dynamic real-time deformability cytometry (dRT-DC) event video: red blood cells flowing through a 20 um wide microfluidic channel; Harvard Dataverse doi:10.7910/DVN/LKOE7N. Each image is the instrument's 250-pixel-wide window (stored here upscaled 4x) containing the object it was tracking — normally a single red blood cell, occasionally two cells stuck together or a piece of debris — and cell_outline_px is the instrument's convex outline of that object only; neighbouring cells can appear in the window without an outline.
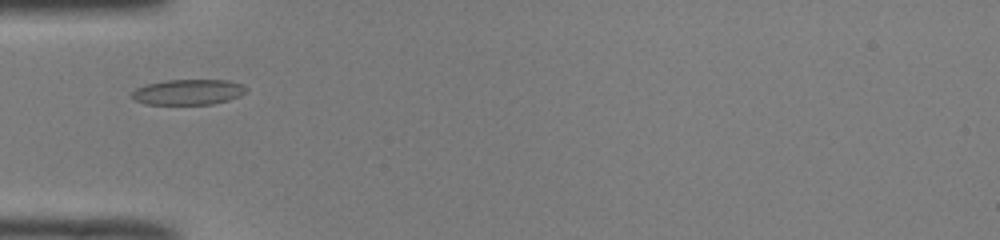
{"species": "common noctule bat (a hibernating species)", "species_latin": "Nyctalus noctula", "temperature_condition": "room temperature", "stored_images_in_passage": 35, "camera_frame_rate_fps": 3000, "um_per_image_px": 0.085, "animal": {"sex": "male", "body_mass_g": 19.0, "forearm_length_mm": 50.8}, "frame": {"image": 1, "passage_image": 1, "time_ms": 0.0, "image_size_px": [1000, 240], "cell_outline_px": [[248, 88], [240, 96], [228, 100], [212, 104], [144, 104], [136, 100], [132, 96], [132, 92], [136, 88], [144, 84], [168, 80], [228, 80], [244, 84]], "centroid_in_image_um": [16.02, 7.81], "position_along_channel_um": 69.0, "area_um2": 16.99}}
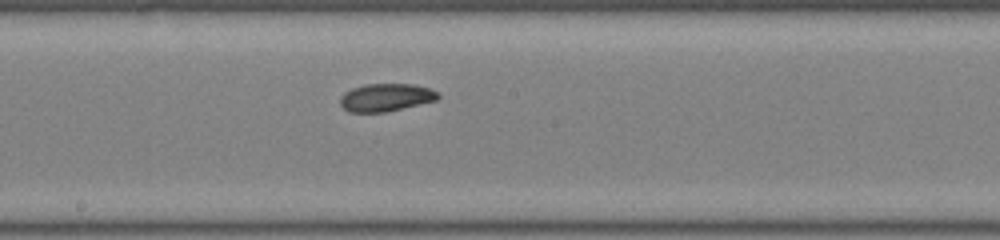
{"frame": {"image": 2, "passage_image": 12, "time_ms": 3.667, "image_size_px": [1000, 240], "cell_outline_px": [[440, 96], [436, 100], [388, 112], [348, 112], [340, 104], [340, 96], [344, 92], [352, 88], [364, 84], [412, 84], [428, 88], [436, 92]], "centroid_in_image_um": [32.76, 8.28], "position_along_channel_um": 215.4, "area_um2": 15.84}}
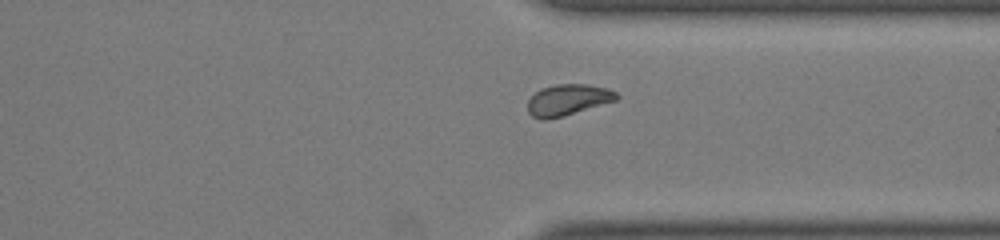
{"frame": {"image": 3, "passage_image": 23, "time_ms": 7.333, "image_size_px": [1000, 240], "cell_outline_px": [[620, 96], [616, 100], [564, 116], [548, 120], [540, 120], [532, 116], [528, 112], [528, 100], [536, 92], [544, 88], [556, 84], [588, 84], [608, 88], [616, 92]], "centroid_in_image_um": [48.27, 8.5], "position_along_channel_um": 363.1, "area_um2": 16.13}, "authors_computed_cell_mechanics": {"area_um2": 16.184, "velocity_mm_per_s": 4.0049, "shape_relaxation_time_tau1_ms": 7.0958, "shape_relaxation_time_tau2_ms": 3.3154, "deformation_change_tau1": 0.1726, "deformation_change_tau2": 0.0659}}